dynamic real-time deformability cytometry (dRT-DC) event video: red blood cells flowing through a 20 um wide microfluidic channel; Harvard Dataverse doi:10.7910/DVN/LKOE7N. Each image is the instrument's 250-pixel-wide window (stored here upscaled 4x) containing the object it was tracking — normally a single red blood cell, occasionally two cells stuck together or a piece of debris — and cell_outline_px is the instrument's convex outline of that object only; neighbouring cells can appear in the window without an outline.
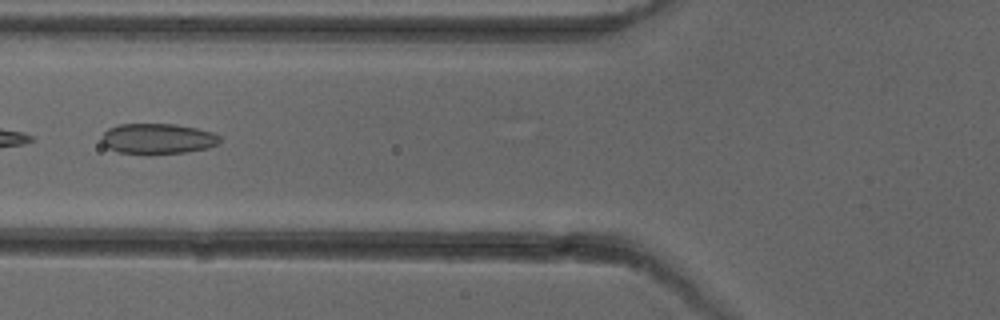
{"species": "common noctule bat (a hibernating species)", "species_latin": "Nyctalus noctula", "temperature_condition": "cold", "stored_images_in_passage": 5, "camera_frame_rate_fps": 3000, "um_per_image_px": 0.085, "animal": {"sex": "female"}, "frame": {"image": 1, "passage_image": 5, "time_ms": 4.667, "image_size_px": [1000, 320], "cell_outline_px": [[220, 140], [216, 144], [208, 148], [188, 152], [120, 152], [108, 148], [100, 140], [100, 136], [108, 128], [120, 124], [176, 124], [196, 128], [212, 132], [220, 136]], "centroid_in_image_um": [13.39, 11.76], "position_along_channel_um": 112.4, "area_um2": 20.52}}